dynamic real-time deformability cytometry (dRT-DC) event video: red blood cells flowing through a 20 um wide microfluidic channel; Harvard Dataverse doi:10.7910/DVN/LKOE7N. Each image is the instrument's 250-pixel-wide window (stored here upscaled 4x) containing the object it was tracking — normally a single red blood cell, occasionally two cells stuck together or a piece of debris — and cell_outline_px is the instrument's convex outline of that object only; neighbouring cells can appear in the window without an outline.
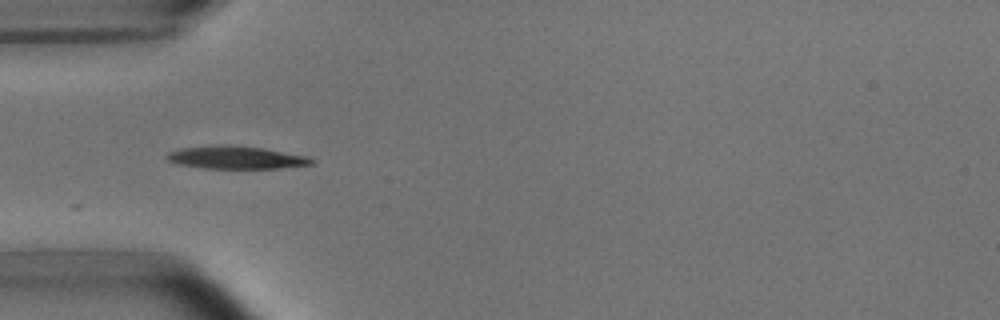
{"species": "common noctule bat (a hibernating species)", "species_latin": "Nyctalus noctula", "temperature_condition": "room temperature", "stored_images_in_passage": 14, "camera_frame_rate_fps": 3000, "um_per_image_px": 0.085, "animal": {"sex": "male", "body_mass_g": 15.6}, "frame": {"image": 1, "passage_image": 1, "time_ms": 0.0, "image_size_px": [1000, 320], "cell_outline_px": [[316, 160], [312, 164], [276, 168], [204, 168], [176, 164], [168, 160], [164, 156], [168, 152], [180, 148], [216, 144], [224, 144], [264, 148], [308, 156]], "centroid_in_image_um": [20.02, 13.37], "position_along_channel_um": 65.0, "area_um2": 19.36}}
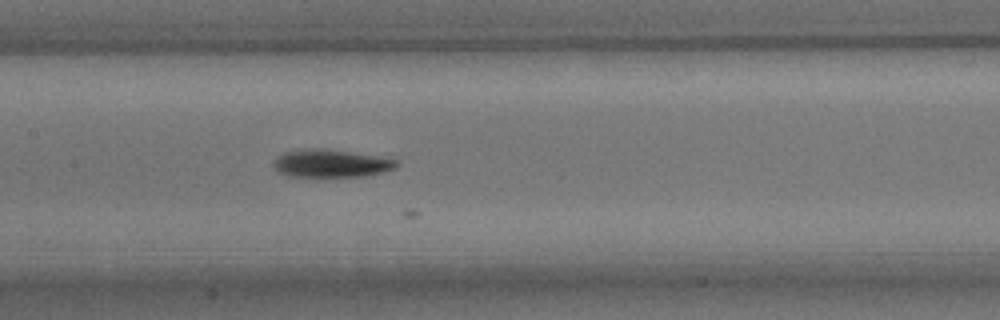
{"frame": {"image": 2, "passage_image": 10, "time_ms": 3.0, "image_size_px": [1000, 320], "cell_outline_px": [[396, 168], [364, 176], [320, 180], [288, 176], [280, 172], [276, 168], [276, 156], [284, 152], [300, 148], [324, 148], [396, 160]], "centroid_in_image_um": [28.04, 13.94], "position_along_channel_um": 179.4, "area_um2": 20.46}}
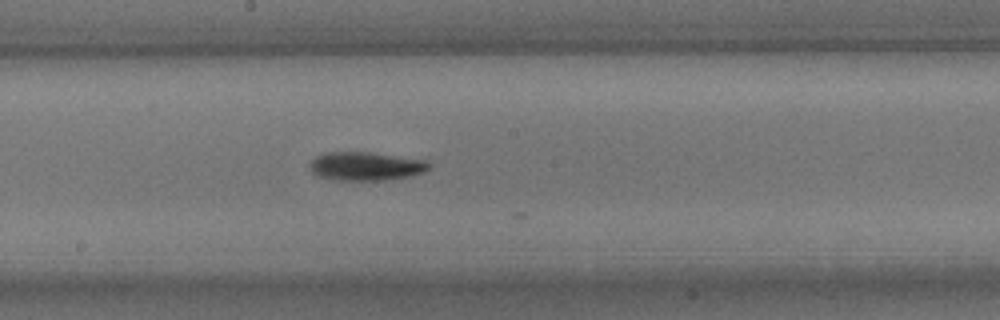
{"frame": {"image": 3, "passage_image": 13, "time_ms": 4.0, "image_size_px": [1000, 320], "cell_outline_px": [[432, 164], [424, 172], [412, 176], [384, 180], [336, 180], [316, 176], [312, 172], [312, 160], [316, 156], [328, 152], [368, 152], [424, 160]], "centroid_in_image_um": [31.11, 14.14], "position_along_channel_um": 217.1, "area_um2": 19.65}}